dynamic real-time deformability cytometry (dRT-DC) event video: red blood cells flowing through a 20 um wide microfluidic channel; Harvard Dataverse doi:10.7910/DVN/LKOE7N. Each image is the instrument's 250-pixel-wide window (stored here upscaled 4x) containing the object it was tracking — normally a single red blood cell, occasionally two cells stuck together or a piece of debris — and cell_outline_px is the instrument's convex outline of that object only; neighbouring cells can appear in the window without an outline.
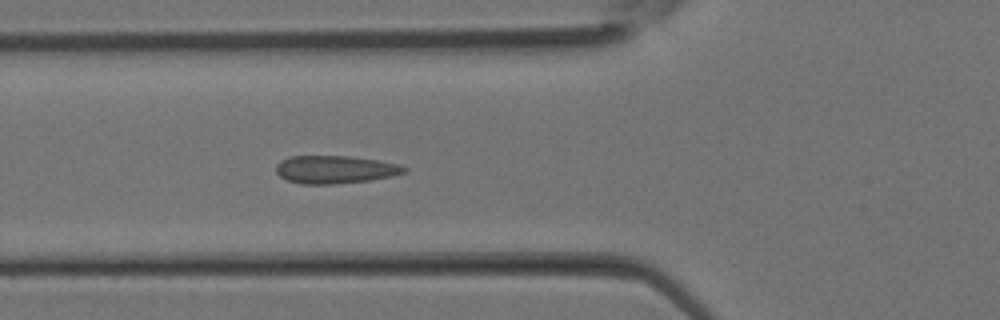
{"species": "Egyptian fruit bat (a non-hibernating species)", "species_latin": "Rousettus aegyptiacus", "temperature_condition": "room temperature", "stored_images_in_passage": 16, "camera_frame_rate_fps": 3000, "um_per_image_px": 0.085, "animal": {"sex": "female"}, "frame": {"image": 1, "passage_image": 12, "time_ms": 3.667, "image_size_px": [1000, 320], "cell_outline_px": [[408, 172], [392, 176], [372, 180], [336, 184], [300, 184], [288, 180], [280, 176], [276, 172], [276, 164], [280, 160], [288, 156], [348, 156], [380, 160], [400, 164], [408, 168]], "centroid_in_image_um": [28.51, 14.41], "position_along_channel_um": 97.3, "area_um2": 21.15}}
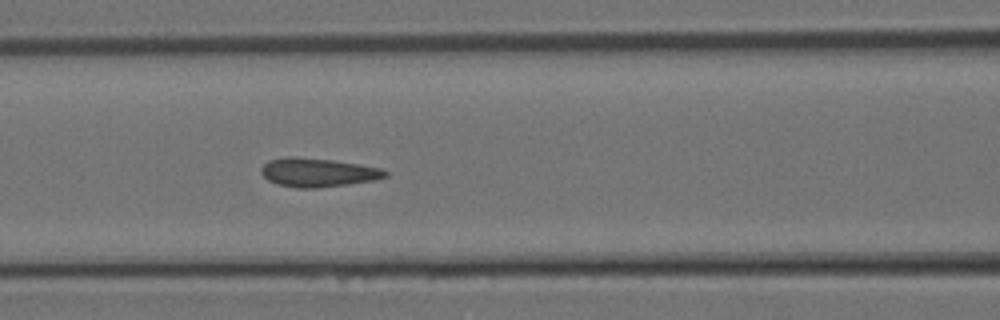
{"frame": {"image": 2, "passage_image": 14, "time_ms": 4.333, "image_size_px": [1000, 320], "cell_outline_px": [[388, 176], [372, 180], [348, 184], [316, 188], [296, 188], [276, 184], [268, 180], [260, 172], [260, 168], [268, 160], [288, 156], [292, 156], [332, 160], [360, 164], [384, 168], [388, 172]], "centroid_in_image_um": [27.01, 14.65], "position_along_channel_um": 139.6, "area_um2": 20.92}}
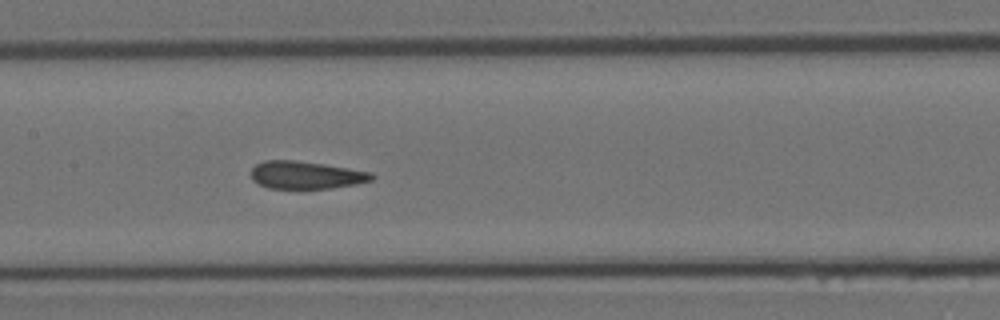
{"frame": {"image": 3, "passage_image": 16, "time_ms": 5.0, "image_size_px": [1000, 320], "cell_outline_px": [[376, 176], [372, 180], [356, 184], [332, 188], [268, 188], [252, 180], [252, 168], [256, 164], [264, 160], [296, 160], [324, 164], [372, 172]], "centroid_in_image_um": [26.03, 14.87], "position_along_channel_um": 181.4, "area_um2": 19.42}}